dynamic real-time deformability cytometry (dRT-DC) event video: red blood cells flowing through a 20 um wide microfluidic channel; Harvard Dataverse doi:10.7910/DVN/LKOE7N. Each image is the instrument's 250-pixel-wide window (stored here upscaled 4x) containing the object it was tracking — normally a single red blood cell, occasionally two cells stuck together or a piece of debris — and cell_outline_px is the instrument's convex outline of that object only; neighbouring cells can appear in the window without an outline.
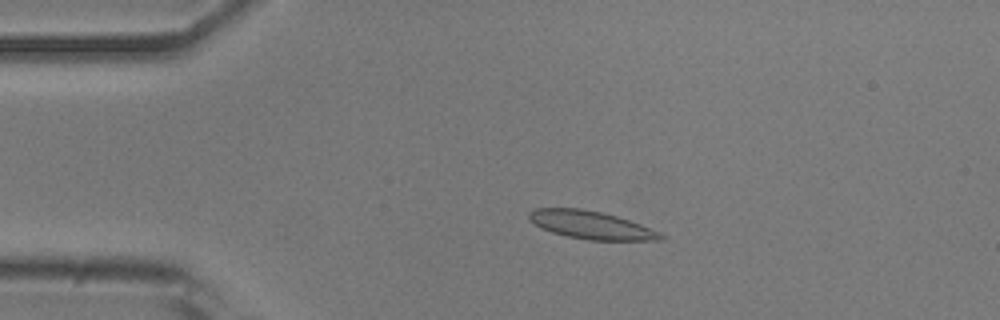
{"species": "common noctule bat (a hibernating species)", "species_latin": "Nyctalus noctula", "temperature_condition": "room temperature", "stored_images_in_passage": 52, "camera_frame_rate_fps": 3000, "um_per_image_px": 0.085, "animal": {"sex": "male", "body_mass_g": 20.5, "forearm_length_mm": 52.5}, "frame": {"image": 1, "passage_image": 11, "time_ms": 3.333, "image_size_px": [1000, 320], "cell_outline_px": [[664, 240], [588, 240], [568, 236], [552, 232], [540, 228], [528, 220], [528, 212], [536, 208], [580, 208], [600, 212], [616, 216], [640, 224], [660, 232], [664, 236]], "centroid_in_image_um": [50.2, 19.12], "position_along_channel_um": 34.8, "area_um2": 21.39}}
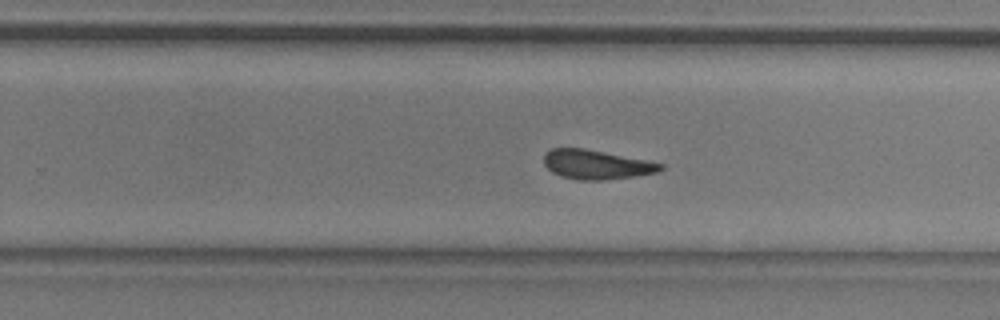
{"frame": {"image": 2, "passage_image": 33, "time_ms": 10.667, "image_size_px": [1000, 320], "cell_outline_px": [[664, 168], [656, 172], [632, 176], [604, 180], [576, 180], [560, 176], [552, 172], [544, 164], [544, 156], [552, 148], [584, 148], [664, 164]], "centroid_in_image_um": [50.65, 13.99], "position_along_channel_um": 279.2, "area_um2": 19.59}}
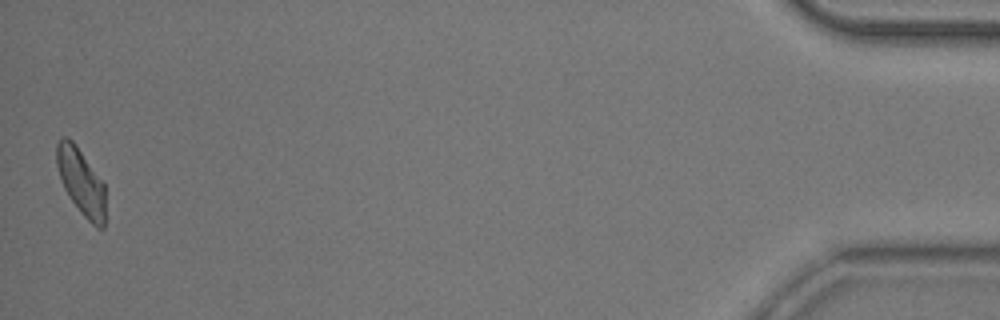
{"frame": {"image": 3, "passage_image": 52, "time_ms": 17.0, "image_size_px": [1000, 320], "cell_outline_px": [[104, 228], [96, 228], [80, 212], [64, 188], [56, 164], [56, 144], [64, 136], [68, 136], [76, 144], [104, 184]], "centroid_in_image_um": [6.88, 15.43], "position_along_channel_um": 428.3, "area_um2": 18.61}, "authors_computed_cell_mechanics": {"area_um2": 20.519, "velocity_mm_per_s": 3.8381, "shape_relaxation_time_tau1_ms": 6.0297, "shape_relaxation_time_tau2_ms": 2.8596, "deformation_change_tau1": 0.1623, "deformation_change_tau2": 0.0897}}